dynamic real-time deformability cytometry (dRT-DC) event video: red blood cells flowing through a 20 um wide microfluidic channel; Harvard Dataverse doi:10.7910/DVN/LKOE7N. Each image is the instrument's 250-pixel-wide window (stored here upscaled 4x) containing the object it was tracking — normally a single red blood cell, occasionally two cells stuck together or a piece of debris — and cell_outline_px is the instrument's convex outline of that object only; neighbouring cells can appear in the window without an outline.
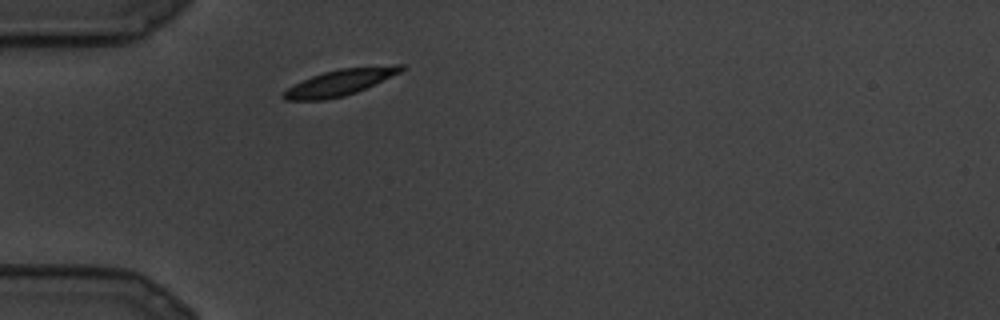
{"species": "common noctule bat (a hibernating species)", "species_latin": "Nyctalus noctula", "temperature_condition": "cold", "stored_images_in_passage": 7, "camera_frame_rate_fps": 3000, "um_per_image_px": 0.085, "animal": {"sex": "male", "body_mass_g": 19.5, "forearm_length_mm": 54.6}, "frame": {"image": 1, "passage_image": 1, "time_ms": 0.0, "image_size_px": [1000, 320], "cell_outline_px": [[408, 68], [400, 72], [356, 92], [344, 96], [324, 100], [284, 100], [280, 96], [288, 88], [312, 76], [324, 72], [340, 68], [396, 64], [404, 64]], "centroid_in_image_um": [28.93, 6.99], "position_along_channel_um": 56.1, "area_um2": 17.8}}
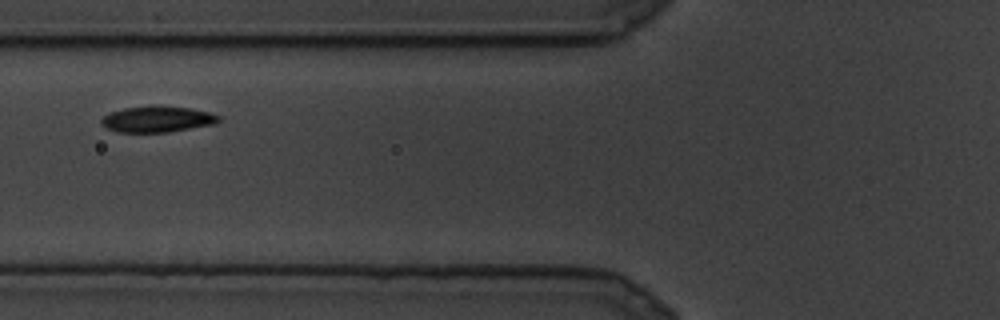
{"frame": {"image": 2, "passage_image": 4, "time_ms": 1.0, "image_size_px": [1000, 320], "cell_outline_px": [[220, 120], [216, 124], [168, 132], [116, 132], [100, 124], [100, 120], [104, 116], [112, 112], [124, 108], [156, 104], [160, 104], [188, 108], [208, 112], [220, 116]], "centroid_in_image_um": [13.37, 10.12], "position_along_channel_um": 112.4, "area_um2": 18.03}}
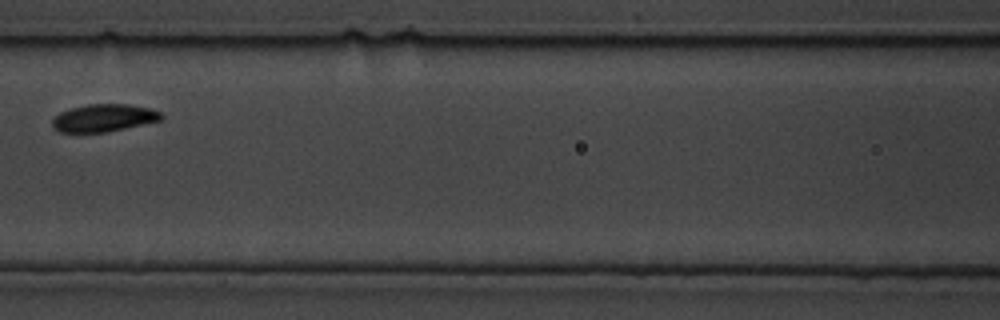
{"frame": {"image": 3, "passage_image": 6, "time_ms": 1.667, "image_size_px": [1000, 320], "cell_outline_px": [[164, 116], [160, 120], [108, 132], [60, 132], [52, 124], [52, 120], [60, 112], [72, 108], [88, 104], [128, 104], [148, 108], [160, 112]], "centroid_in_image_um": [8.83, 10.02], "position_along_channel_um": 157.8, "area_um2": 17.22}}